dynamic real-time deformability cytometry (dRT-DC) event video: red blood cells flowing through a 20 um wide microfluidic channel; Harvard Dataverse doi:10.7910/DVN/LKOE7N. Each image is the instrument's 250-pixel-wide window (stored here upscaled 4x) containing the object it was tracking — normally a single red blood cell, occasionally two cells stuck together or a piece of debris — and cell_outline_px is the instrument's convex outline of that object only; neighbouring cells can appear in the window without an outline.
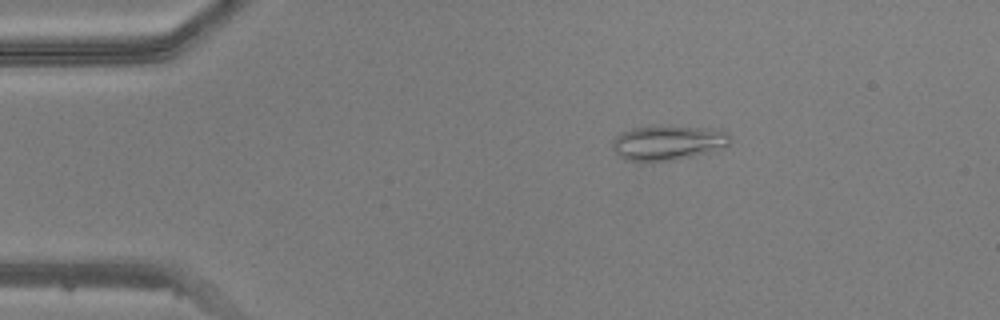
{"species": "common noctule bat (a hibernating species)", "species_latin": "Nyctalus noctula", "temperature_condition": "warm", "stored_images_in_passage": 41, "camera_frame_rate_fps": 3000, "um_per_image_px": 0.085, "animal": {"sex": "male", "body_mass_g": 20.5, "forearm_length_mm": 52.5}, "frame": {"image": 1, "passage_image": 1, "time_ms": 0.0, "image_size_px": [1000, 320], "cell_outline_px": [[732, 140], [728, 144], [708, 152], [676, 160], [624, 160], [612, 148], [612, 140], [616, 136], [632, 128], [720, 128], [728, 132], [732, 136]], "centroid_in_image_um": [56.82, 12.14], "position_along_channel_um": 28.2, "area_um2": 23.0}}
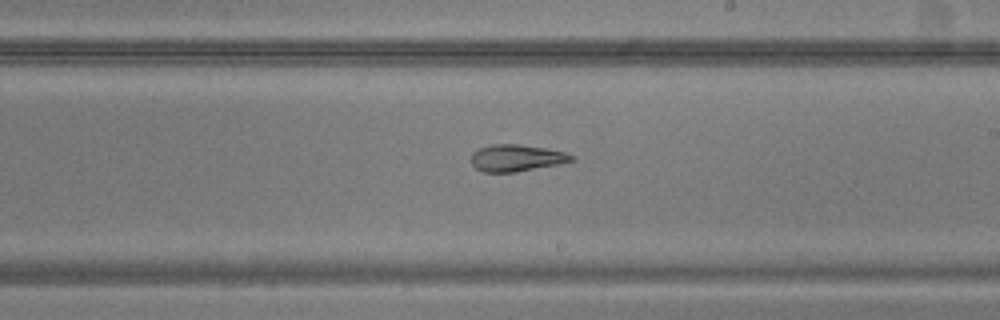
{"frame": {"image": 2, "passage_image": 21, "time_ms": 6.667, "image_size_px": [1000, 320], "cell_outline_px": [[576, 160], [560, 164], [516, 172], [484, 172], [476, 168], [472, 164], [472, 152], [480, 148], [492, 144], [520, 144], [544, 148], [564, 152], [576, 156]], "centroid_in_image_um": [43.93, 13.43], "position_along_channel_um": 245.1, "area_um2": 15.72}}
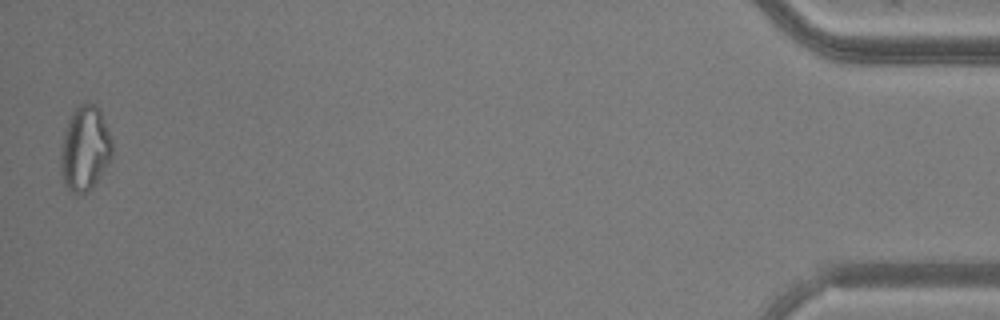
{"frame": {"image": 3, "passage_image": 41, "time_ms": 13.333, "image_size_px": [1000, 320], "cell_outline_px": [[112, 160], [92, 188], [88, 192], [72, 192], [64, 184], [60, 172], [60, 152], [64, 128], [72, 112], [80, 104], [96, 104], [100, 108], [112, 140]], "centroid_in_image_um": [7.22, 12.62], "position_along_channel_um": 428.0, "area_um2": 25.78}}